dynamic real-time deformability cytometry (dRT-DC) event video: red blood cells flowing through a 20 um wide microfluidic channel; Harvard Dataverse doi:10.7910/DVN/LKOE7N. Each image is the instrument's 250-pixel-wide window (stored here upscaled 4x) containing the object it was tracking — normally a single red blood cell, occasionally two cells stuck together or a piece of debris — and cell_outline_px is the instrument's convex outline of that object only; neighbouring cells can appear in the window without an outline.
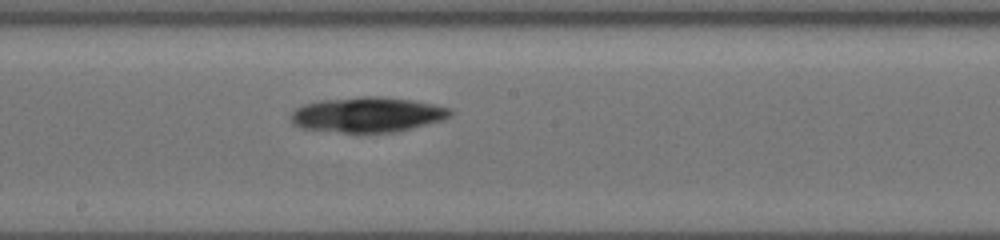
{"species": "common noctule bat (a hibernating species)", "species_latin": "Nyctalus noctula", "temperature_condition": "cold", "stored_images_in_passage": 57, "camera_frame_rate_fps": 3000, "um_per_image_px": 0.085, "animal": {"sex": "female", "body_mass_g": 19.5, "forearm_length_mm": 54.1}, "frame": {"image": 1, "passage_image": 32, "time_ms": 7.667, "image_size_px": [1000, 240], "cell_outline_px": [[456, 112], [452, 116], [444, 120], [392, 132], [344, 132], [304, 128], [296, 124], [288, 116], [296, 108], [304, 104], [320, 100], [360, 96], [380, 96], [412, 100], [452, 108]], "centroid_in_image_um": [31.29, 9.72], "position_along_channel_um": 216.9, "area_um2": 32.54}}
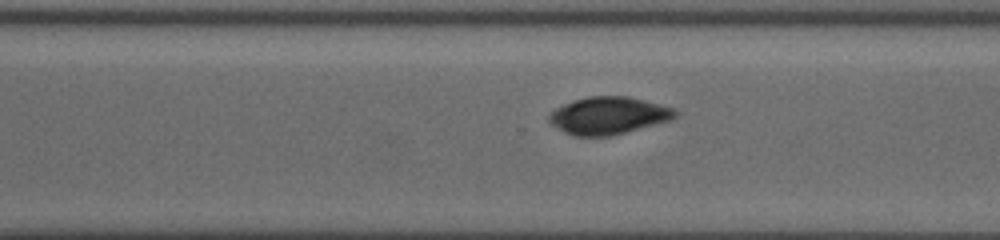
{"frame": {"image": 2, "passage_image": 43, "time_ms": 10.333, "image_size_px": [1000, 240], "cell_outline_px": [[676, 116], [668, 120], [624, 132], [608, 136], [576, 136], [552, 124], [548, 120], [548, 116], [556, 108], [564, 104], [588, 96], [628, 96], [672, 108], [676, 112]], "centroid_in_image_um": [51.68, 9.81], "position_along_channel_um": 318.9, "area_um2": 26.59}}
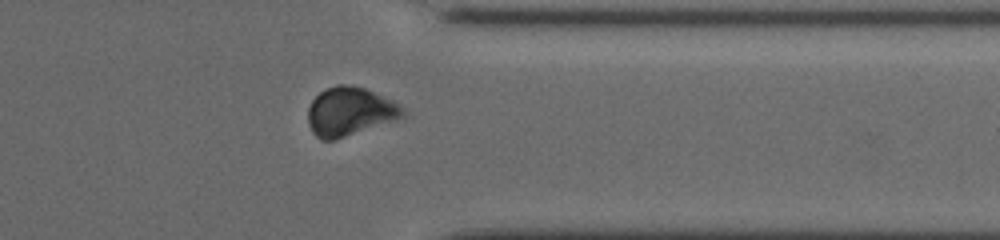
{"frame": {"image": 3, "passage_image": 50, "time_ms": 12.0, "image_size_px": [1000, 240], "cell_outline_px": [[404, 112], [400, 116], [336, 140], [320, 140], [312, 132], [308, 124], [308, 108], [312, 100], [324, 88], [336, 84], [348, 84], [364, 88], [392, 100], [400, 104], [404, 108]], "centroid_in_image_um": [29.64, 9.46], "position_along_channel_um": 381.8, "area_um2": 26.41}}